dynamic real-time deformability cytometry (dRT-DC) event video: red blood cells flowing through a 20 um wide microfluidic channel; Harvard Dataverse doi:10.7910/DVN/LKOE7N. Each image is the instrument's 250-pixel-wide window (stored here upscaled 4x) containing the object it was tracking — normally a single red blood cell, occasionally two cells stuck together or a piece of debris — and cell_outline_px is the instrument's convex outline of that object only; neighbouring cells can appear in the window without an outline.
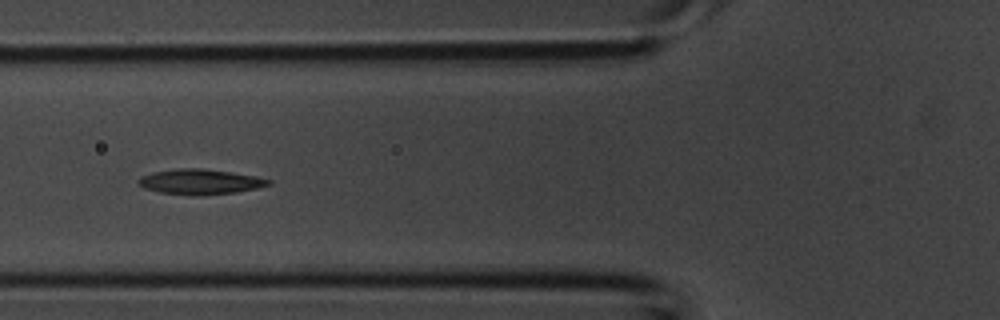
{"species": "common noctule bat (a hibernating species)", "species_latin": "Nyctalus noctula", "temperature_condition": "room temperature", "stored_images_in_passage": 4, "camera_frame_rate_fps": 3000, "um_per_image_px": 0.085, "animal": {"sex": "male", "body_mass_g": 20.1, "forearm_length_mm": 53.5}, "frame": {"image": 1, "passage_image": 4, "time_ms": 1.0, "image_size_px": [1000, 320], "cell_outline_px": [[272, 184], [256, 188], [236, 192], [196, 196], [192, 196], [160, 192], [144, 188], [136, 180], [140, 176], [152, 172], [176, 168], [200, 168], [232, 172], [256, 176], [272, 180]], "centroid_in_image_um": [17.0, 15.44], "position_along_channel_um": 108.8, "area_um2": 19.25}}